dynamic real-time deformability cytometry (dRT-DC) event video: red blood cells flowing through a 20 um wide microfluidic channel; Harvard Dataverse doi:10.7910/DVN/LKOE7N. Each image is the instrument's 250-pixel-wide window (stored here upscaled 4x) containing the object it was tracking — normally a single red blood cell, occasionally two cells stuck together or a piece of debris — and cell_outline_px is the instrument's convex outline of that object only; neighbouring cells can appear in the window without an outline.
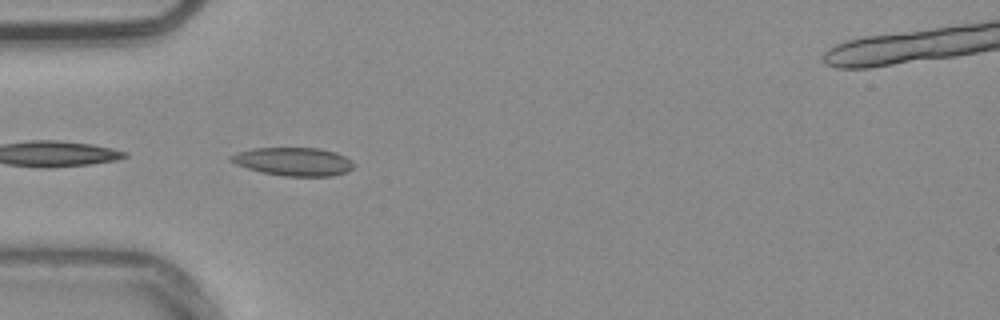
{"species": "common noctule bat (a hibernating species)", "species_latin": "Nyctalus noctula", "temperature_condition": "warm", "stored_images_in_passage": 6, "camera_frame_rate_fps": 3000, "um_per_image_px": 0.085, "animal": {"sex": "male", "body_mass_g": 20.4}, "frame": {"image": 1, "passage_image": 1, "time_ms": 0.0, "image_size_px": [1000, 320], "cell_outline_px": [[356, 164], [352, 168], [344, 172], [332, 176], [284, 176], [260, 172], [236, 164], [228, 160], [228, 156], [236, 152], [252, 148], [320, 148], [336, 152], [344, 156]], "centroid_in_image_um": [24.91, 13.73], "position_along_channel_um": 60.1, "area_um2": 20.35}}